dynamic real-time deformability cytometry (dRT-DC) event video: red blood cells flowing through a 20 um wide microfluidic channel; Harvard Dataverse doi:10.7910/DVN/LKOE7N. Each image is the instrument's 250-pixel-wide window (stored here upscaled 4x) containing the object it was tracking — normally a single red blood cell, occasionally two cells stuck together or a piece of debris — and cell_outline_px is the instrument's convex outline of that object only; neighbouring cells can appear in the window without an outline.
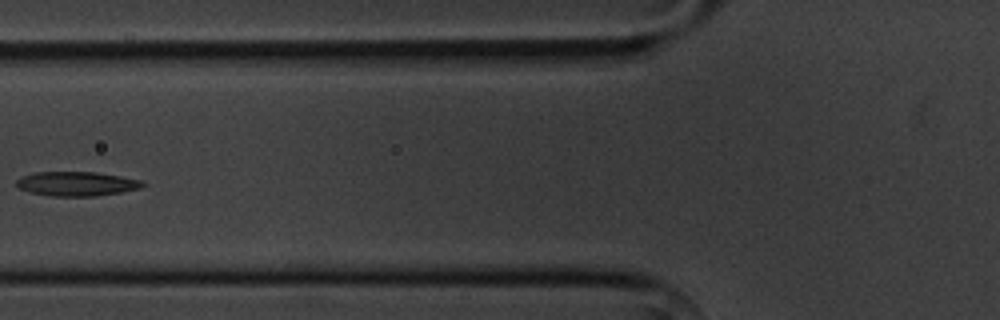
{"species": "common noctule bat (a hibernating species)", "species_latin": "Nyctalus noctula", "temperature_condition": "cold", "stored_images_in_passage": 6, "camera_frame_rate_fps": 3000, "um_per_image_px": 0.085, "animal": {"sex": "male", "body_mass_g": 20.1, "forearm_length_mm": 53.5}, "frame": {"image": 1, "passage_image": 5, "time_ms": 4.667, "image_size_px": [1000, 320], "cell_outline_px": [[148, 184], [140, 188], [120, 192], [96, 196], [52, 196], [28, 192], [20, 188], [16, 184], [16, 180], [20, 176], [36, 172], [96, 172], [120, 176], [140, 180]], "centroid_in_image_um": [6.5, 15.62], "position_along_channel_um": 119.3, "area_um2": 17.92}}
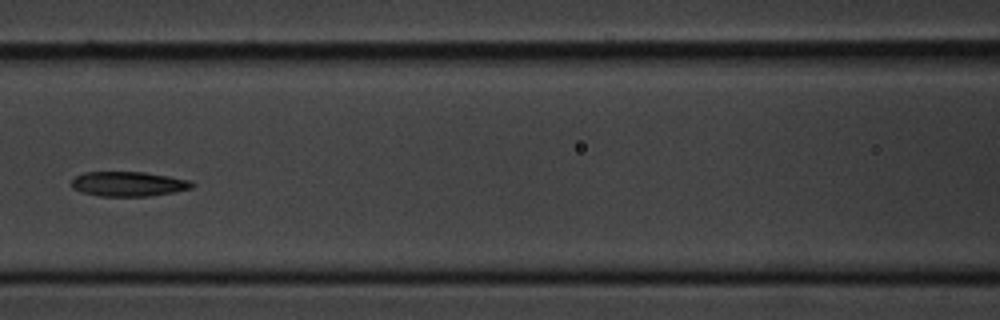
{"frame": {"image": 2, "passage_image": 6, "time_ms": 5.667, "image_size_px": [1000, 320], "cell_outline_px": [[196, 184], [192, 188], [176, 192], [148, 196], [100, 196], [80, 192], [72, 188], [72, 180], [76, 176], [84, 172], [144, 172], [192, 180]], "centroid_in_image_um": [10.95, 15.64], "position_along_channel_um": 155.7, "area_um2": 17.51}}